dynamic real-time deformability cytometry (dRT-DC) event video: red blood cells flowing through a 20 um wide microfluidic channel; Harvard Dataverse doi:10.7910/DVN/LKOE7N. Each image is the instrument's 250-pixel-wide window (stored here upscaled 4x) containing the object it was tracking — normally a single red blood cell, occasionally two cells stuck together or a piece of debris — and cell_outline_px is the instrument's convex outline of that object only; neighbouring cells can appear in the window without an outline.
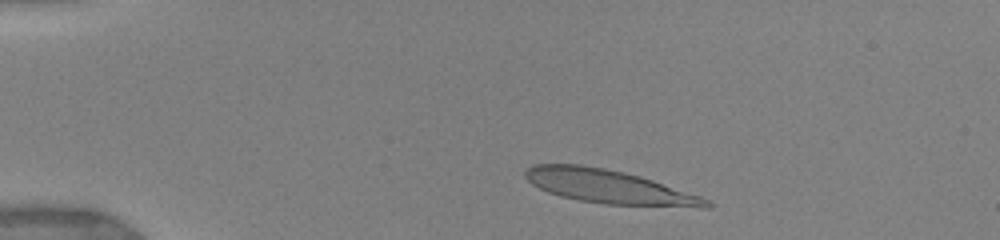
{"species": "human", "species_latin": "Homo sapiens", "temperature_condition": "warm", "stored_images_in_passage": 14, "camera_frame_rate_fps": 3000, "um_per_image_px": 0.085, "donor": {"sex": "female"}, "frame": {"image": 1, "passage_image": 3, "time_ms": 1.0, "image_size_px": [1000, 240], "cell_outline_px": [[712, 208], [700, 208], [604, 204], [580, 200], [560, 196], [548, 192], [532, 184], [524, 176], [524, 172], [532, 164], [580, 164], [604, 168], [640, 176], [700, 196], [708, 200], [712, 204]], "centroid_in_image_um": [51.77, 15.88], "position_along_channel_um": 33.2, "area_um2": 35.49}}